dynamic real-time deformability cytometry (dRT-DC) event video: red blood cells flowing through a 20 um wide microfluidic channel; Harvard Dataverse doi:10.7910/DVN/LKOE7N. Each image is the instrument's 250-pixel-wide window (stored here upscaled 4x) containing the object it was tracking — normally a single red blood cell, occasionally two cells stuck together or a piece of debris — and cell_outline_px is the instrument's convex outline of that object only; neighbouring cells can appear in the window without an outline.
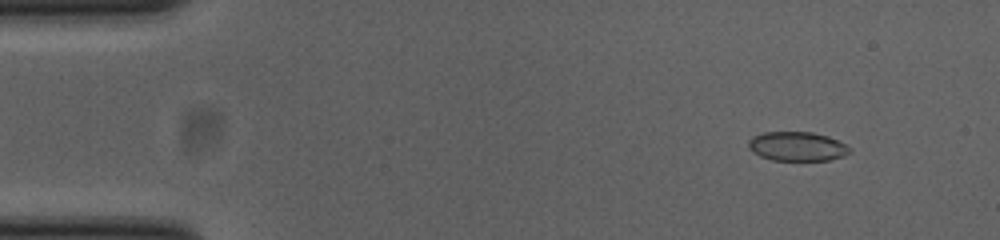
{"species": "common noctule bat (a hibernating species)", "species_latin": "Nyctalus noctula", "temperature_condition": "cold", "stored_images_in_passage": 52, "camera_frame_rate_fps": 3000, "um_per_image_px": 0.085, "animal": {"sex": "female", "body_mass_g": 23.0, "forearm_length_mm": 53.4}, "frame": {"image": 1, "passage_image": 5, "time_ms": 1.333, "image_size_px": [1000, 240], "cell_outline_px": [[852, 152], [844, 156], [828, 160], [772, 160], [760, 156], [752, 152], [748, 148], [748, 140], [752, 136], [764, 132], [812, 132], [828, 136], [852, 148]], "centroid_in_image_um": [67.75, 12.44], "position_along_channel_um": 17.3, "area_um2": 17.34}}
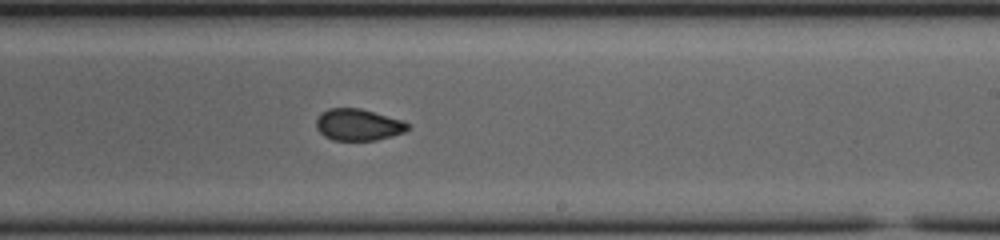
{"frame": {"image": 2, "passage_image": 31, "time_ms": 10.0, "image_size_px": [1000, 240], "cell_outline_px": [[412, 128], [404, 132], [392, 136], [376, 140], [332, 140], [324, 136], [316, 128], [316, 120], [320, 112], [328, 108], [360, 108], [404, 120], [412, 124]], "centroid_in_image_um": [30.48, 10.59], "position_along_channel_um": 258.5, "area_um2": 17.22}}
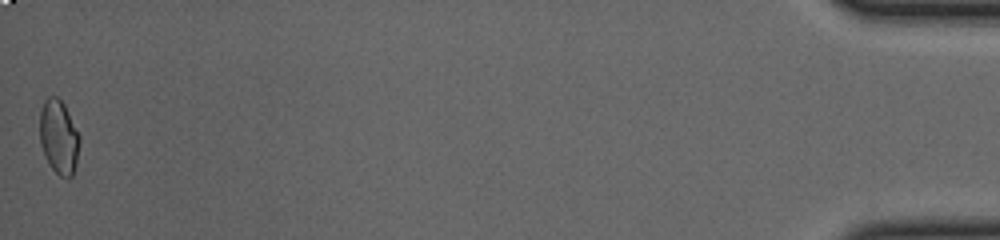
{"frame": {"image": 3, "passage_image": 52, "time_ms": 17.0, "image_size_px": [1000, 240], "cell_outline_px": [[80, 140], [76, 164], [72, 176], [68, 180], [60, 176], [52, 168], [44, 156], [40, 144], [40, 112], [44, 100], [48, 96], [56, 96], [64, 104], [80, 136]], "centroid_in_image_um": [4.99, 11.66], "position_along_channel_um": 430.2, "area_um2": 17.28}, "authors_computed_cell_mechanics": {"area_um2": 17.34, "velocity_mm_per_s": 3.8774, "shape_relaxation_time_tau1_ms": null, "shape_relaxation_time_tau2_ms": 1.5211, "deformation_change_tau1": null, "deformation_change_tau2": 0.0615}}